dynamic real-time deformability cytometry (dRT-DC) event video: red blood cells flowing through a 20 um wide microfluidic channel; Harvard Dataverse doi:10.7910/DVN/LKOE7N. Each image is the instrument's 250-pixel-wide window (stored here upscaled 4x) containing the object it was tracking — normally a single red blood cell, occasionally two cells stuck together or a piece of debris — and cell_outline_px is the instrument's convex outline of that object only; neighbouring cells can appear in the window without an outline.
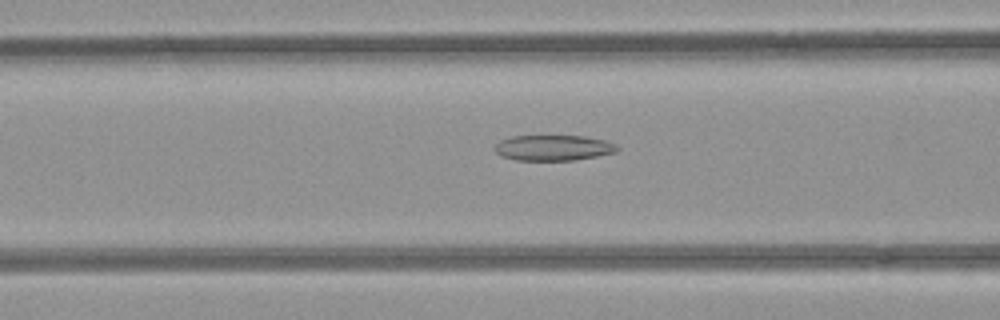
{"species": "common noctule bat (a hibernating species)", "species_latin": "Nyctalus noctula", "temperature_condition": "room temperature", "stored_images_in_passage": 51, "camera_frame_rate_fps": 3000, "um_per_image_px": 0.085, "animal": {"sex": "female", "body_mass_g": 21.9}, "frame": {"image": 1, "passage_image": 20, "time_ms": 6.333, "image_size_px": [1000, 320], "cell_outline_px": [[620, 148], [616, 152], [576, 160], [516, 160], [500, 156], [496, 152], [496, 144], [500, 140], [512, 136], [584, 136], [604, 140], [616, 144]], "centroid_in_image_um": [47.04, 12.56], "position_along_channel_um": 119.6, "area_um2": 18.21}}
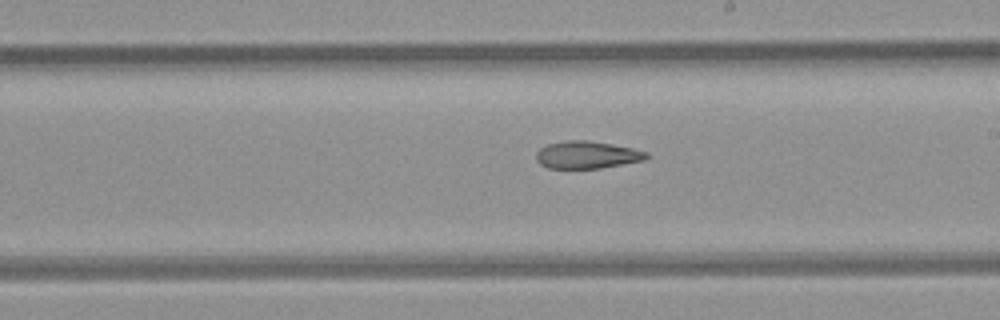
{"frame": {"image": 2, "passage_image": 29, "time_ms": 9.333, "image_size_px": [1000, 320], "cell_outline_px": [[648, 156], [644, 160], [600, 168], [548, 168], [540, 164], [536, 160], [536, 152], [540, 148], [548, 144], [568, 140], [588, 140], [612, 144], [632, 148], [648, 152]], "centroid_in_image_um": [49.87, 13.16], "position_along_channel_um": 239.1, "area_um2": 17.51}}
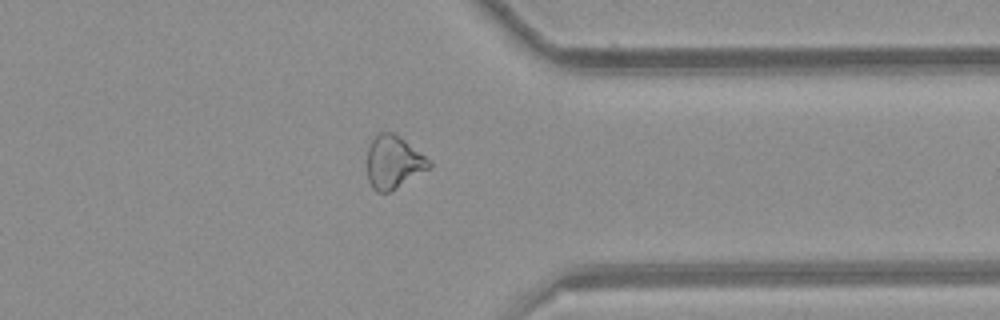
{"frame": {"image": 3, "passage_image": 40, "time_ms": 13.0, "image_size_px": [1000, 320], "cell_outline_px": [[432, 168], [396, 188], [388, 192], [376, 192], [372, 188], [368, 180], [368, 148], [376, 132], [392, 132], [400, 136], [432, 160]], "centroid_in_image_um": [33.49, 13.77], "position_along_channel_um": 377.9, "area_um2": 19.42}, "authors_computed_cell_mechanics": {"area_um2": 20.9236, "velocity_mm_per_s": 3.9784, "shape_relaxation_time_tau1_ms": null, "shape_relaxation_time_tau2_ms": 9.4125, "deformation_change_tau1": null, "deformation_change_tau2": 0.2017}}